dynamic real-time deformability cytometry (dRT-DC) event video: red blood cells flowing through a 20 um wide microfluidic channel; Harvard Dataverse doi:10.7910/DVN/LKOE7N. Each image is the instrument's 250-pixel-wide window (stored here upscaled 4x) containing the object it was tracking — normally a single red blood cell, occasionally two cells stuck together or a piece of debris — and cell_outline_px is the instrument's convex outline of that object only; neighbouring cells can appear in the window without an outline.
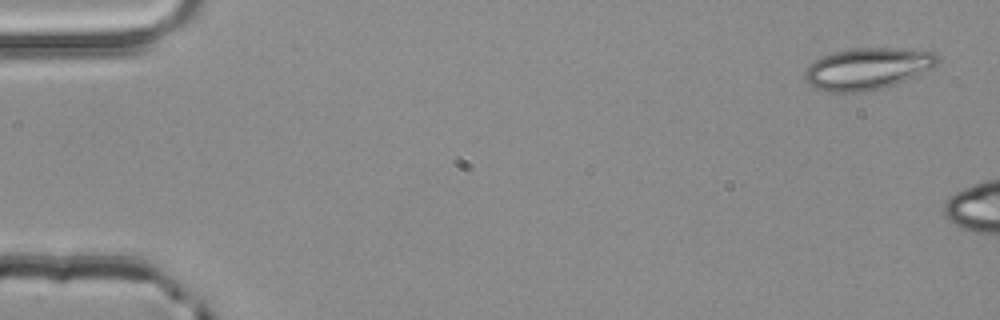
{"species": "common noctule bat (a hibernating species)", "species_latin": "Nyctalus noctula", "temperature_condition": "room temperature", "stored_images_in_passage": 5, "segment_of_instrument_passage": [2, 2], "camera_frame_rate_fps": 3000, "um_per_image_px": 0.085, "animal": {"sex": "male", "body_mass_g": 20.4}, "frame": {"image": 1, "passage_image": 5, "time_ms": 1.333, "image_size_px": [1000, 320], "cell_outline_px": [[940, 60], [932, 68], [904, 80], [880, 88], [860, 92], [828, 92], [816, 88], [808, 84], [804, 80], [804, 72], [808, 64], [824, 56], [836, 52], [852, 48], [896, 48], [936, 52]], "centroid_in_image_um": [73.7, 5.83], "position_along_channel_um": 11.3, "area_um2": 31.96}}